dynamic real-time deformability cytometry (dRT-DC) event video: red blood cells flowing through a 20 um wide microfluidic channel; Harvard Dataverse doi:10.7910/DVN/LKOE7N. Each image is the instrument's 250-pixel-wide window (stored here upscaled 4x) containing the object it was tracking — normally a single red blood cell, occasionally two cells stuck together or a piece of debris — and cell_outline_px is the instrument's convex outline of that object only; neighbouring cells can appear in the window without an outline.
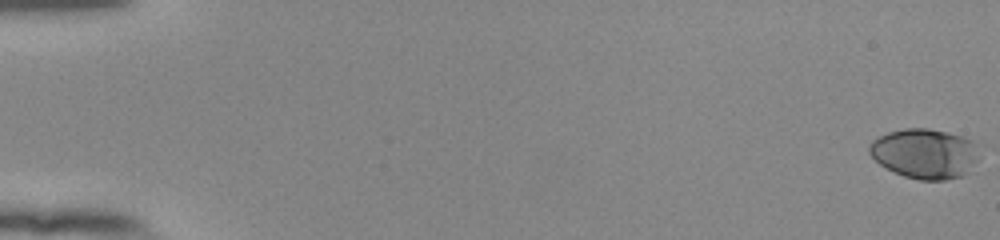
{"species": "human", "species_latin": "Homo sapiens", "temperature_condition": "room temperature", "stored_images_in_passage": 56, "camera_frame_rate_fps": 3000, "um_per_image_px": 0.085, "donor": {"sex": "female"}, "frame": {"image": 1, "passage_image": 1, "time_ms": 0.0, "image_size_px": [1000, 240], "cell_outline_px": [[984, 148], [976, 160], [960, 176], [944, 180], [920, 180], [904, 176], [880, 164], [868, 152], [868, 148], [872, 140], [888, 132], [904, 128], [928, 128], [948, 132], [964, 136], [980, 144]], "centroid_in_image_um": [78.64, 13.02], "position_along_channel_um": 6.4, "area_um2": 32.08}}
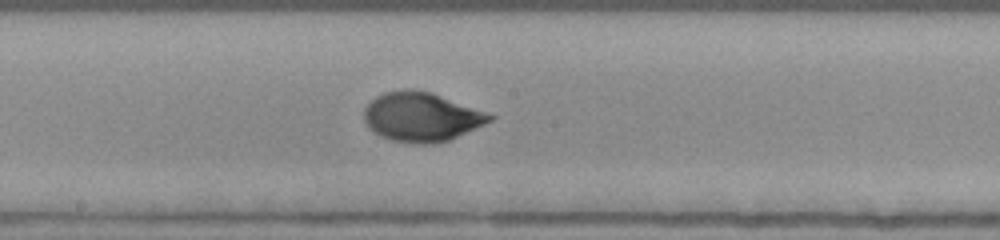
{"frame": {"image": 2, "passage_image": 32, "time_ms": 10.333, "image_size_px": [1000, 240], "cell_outline_px": [[496, 116], [492, 120], [484, 124], [448, 140], [432, 144], [416, 144], [392, 140], [380, 136], [368, 128], [364, 120], [364, 108], [376, 96], [384, 92], [408, 88], [412, 88], [432, 92]], "centroid_in_image_um": [35.78, 9.92], "position_along_channel_um": 212.4, "area_um2": 35.95}}
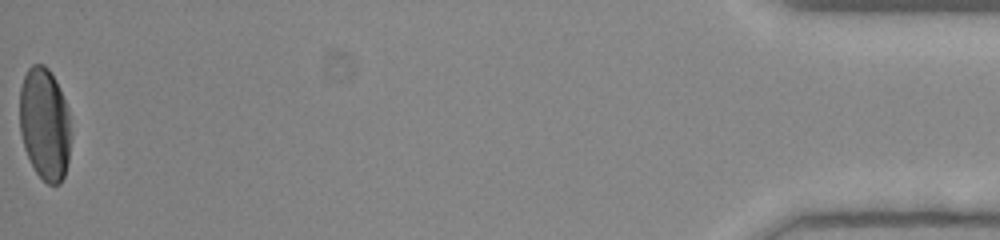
{"frame": {"image": 3, "passage_image": 56, "time_ms": 18.333, "image_size_px": [1000, 240], "cell_outline_px": [[72, 136], [68, 160], [64, 176], [60, 184], [48, 184], [36, 172], [24, 148], [20, 132], [20, 88], [24, 76], [28, 68], [32, 64], [44, 64], [48, 68], [56, 80], [68, 108]], "centroid_in_image_um": [3.82, 10.53], "position_along_channel_um": 431.4, "area_um2": 33.87}, "authors_computed_cell_mechanics": {"area_um2": 33.8708, "velocity_mm_per_s": 3.8699, "shape_relaxation_time_tau1_ms": 5.0867, "shape_relaxation_time_tau2_ms": null, "deformation_change_tau1": 0.2221, "deformation_change_tau2": null}}